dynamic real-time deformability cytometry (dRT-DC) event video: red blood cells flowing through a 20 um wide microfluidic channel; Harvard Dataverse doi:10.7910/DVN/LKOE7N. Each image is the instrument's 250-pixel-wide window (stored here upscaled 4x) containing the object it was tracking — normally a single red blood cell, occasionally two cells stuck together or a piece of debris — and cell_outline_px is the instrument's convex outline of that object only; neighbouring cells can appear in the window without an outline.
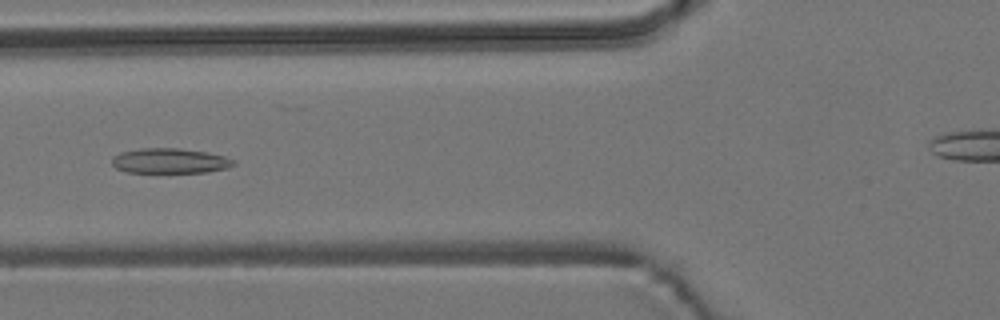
{"species": "common noctule bat (a hibernating species)", "species_latin": "Nyctalus noctula", "temperature_condition": "room temperature", "stored_images_in_passage": 57, "camera_frame_rate_fps": 3000, "um_per_image_px": 0.085, "animal": {"sex": "male", "body_mass_g": 19.2, "forearm_length_mm": 51.8}, "frame": {"image": 1, "passage_image": 22, "time_ms": 7.0, "image_size_px": [1000, 320], "cell_outline_px": [[236, 164], [228, 168], [208, 172], [168, 176], [128, 172], [116, 168], [112, 164], [112, 156], [120, 152], [140, 148], [180, 148], [208, 152], [224, 156], [236, 160]], "centroid_in_image_um": [14.45, 13.73], "position_along_channel_um": 111.3, "area_um2": 19.07}}
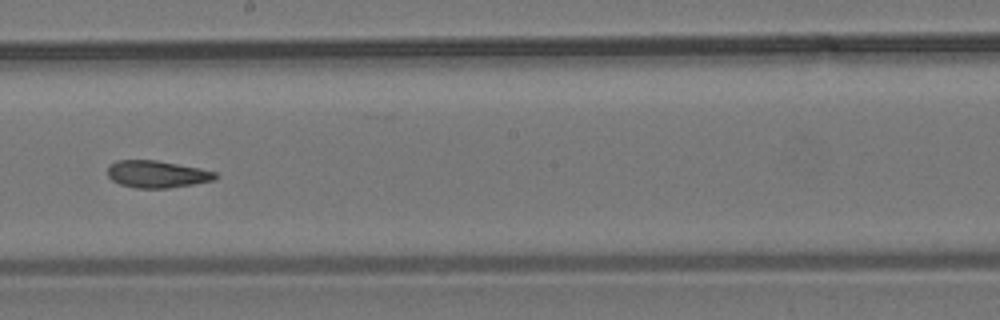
{"frame": {"image": 2, "passage_image": 32, "time_ms": 10.333, "image_size_px": [1000, 320], "cell_outline_px": [[220, 176], [216, 180], [168, 188], [136, 188], [120, 184], [112, 180], [108, 176], [108, 164], [116, 160], [156, 160], [200, 168], [216, 172]], "centroid_in_image_um": [13.35, 14.8], "position_along_channel_um": 234.8, "area_um2": 17.17}}
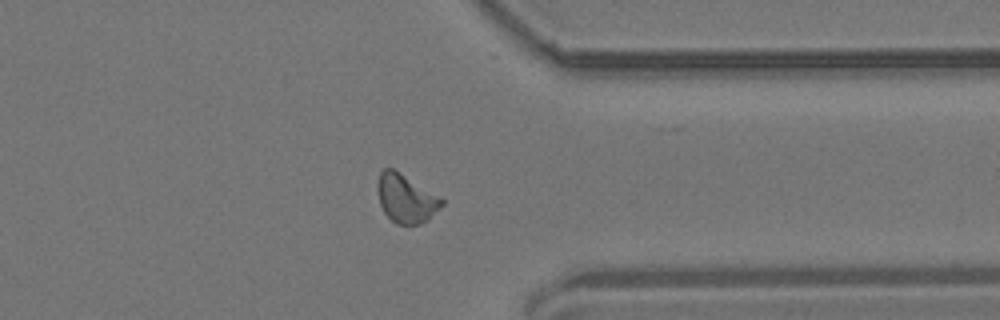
{"frame": {"image": 3, "passage_image": 44, "time_ms": 14.333, "image_size_px": [1000, 320], "cell_outline_px": [[444, 204], [428, 220], [420, 224], [396, 224], [384, 212], [380, 204], [380, 172], [384, 168], [392, 168], [440, 196], [444, 200]], "centroid_in_image_um": [34.57, 16.9], "position_along_channel_um": 376.8, "area_um2": 17.63}, "authors_computed_cell_mechanics": {"area_um2": 17.7446, "velocity_mm_per_s": 3.7064, "shape_relaxation_time_tau1_ms": null, "shape_relaxation_time_tau2_ms": 2.2963, "deformation_change_tau1": null, "deformation_change_tau2": 0.0801}}